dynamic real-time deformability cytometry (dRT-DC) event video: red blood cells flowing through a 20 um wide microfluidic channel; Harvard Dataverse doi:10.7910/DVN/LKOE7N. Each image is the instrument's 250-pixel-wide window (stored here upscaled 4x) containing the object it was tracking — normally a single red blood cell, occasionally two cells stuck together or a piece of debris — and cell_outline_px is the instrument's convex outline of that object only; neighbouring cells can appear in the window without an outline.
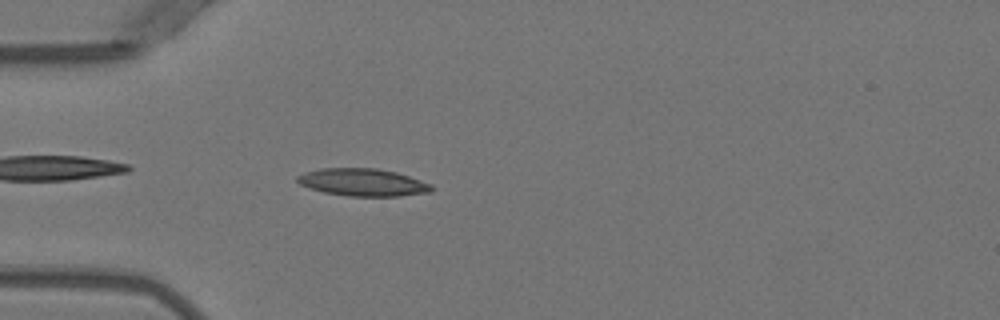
{"species": "Egyptian fruit bat (a non-hibernating species)", "species_latin": "Rousettus aegyptiacus", "temperature_condition": "warm", "stored_images_in_passage": 41, "camera_frame_rate_fps": 3000, "um_per_image_px": 0.085, "animal": {"sex": "female"}, "frame": {"image": 1, "passage_image": 5, "time_ms": 1.333, "image_size_px": [1000, 320], "cell_outline_px": [[432, 192], [400, 196], [348, 196], [324, 192], [308, 188], [300, 184], [296, 180], [296, 176], [304, 172], [320, 168], [376, 168], [396, 172], [432, 184]], "centroid_in_image_um": [30.82, 15.5], "position_along_channel_um": 54.2, "area_um2": 21.56}}
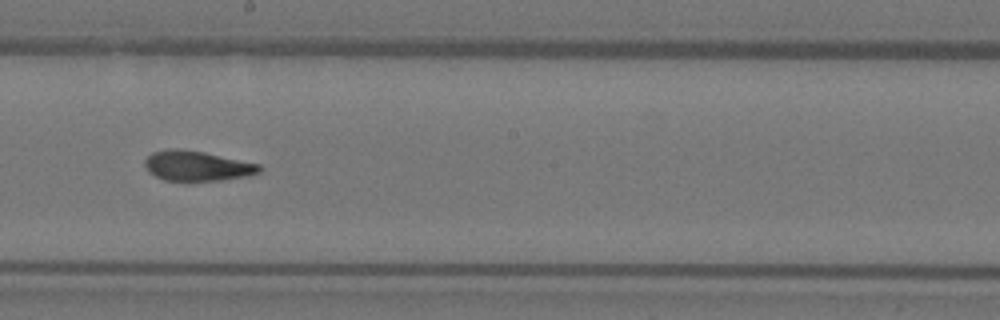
{"frame": {"image": 2, "passage_image": 19, "time_ms": 6.0, "image_size_px": [1000, 320], "cell_outline_px": [[264, 168], [260, 172], [248, 176], [220, 180], [164, 180], [148, 172], [144, 164], [144, 160], [152, 152], [168, 148], [180, 148], [204, 152], [260, 164]], "centroid_in_image_um": [16.75, 14.08], "position_along_channel_um": 231.5, "area_um2": 20.11}}
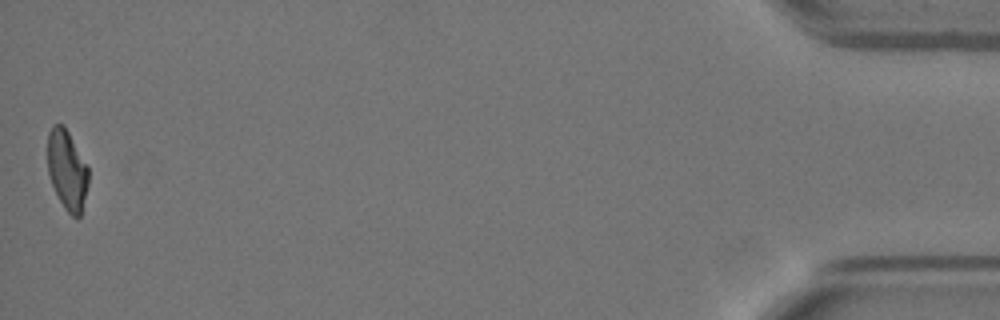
{"frame": {"image": 3, "passage_image": 41, "time_ms": 13.333, "image_size_px": [1000, 320], "cell_outline_px": [[88, 184], [80, 216], [76, 220], [64, 208], [52, 184], [48, 172], [48, 132], [52, 124], [64, 124], [88, 168]], "centroid_in_image_um": [5.69, 14.44], "position_along_channel_um": 429.5, "area_um2": 18.79}, "authors_computed_cell_mechanics": {"area_um2": 20.23, "velocity_mm_per_s": 3.9647, "shape_relaxation_time_tau1_ms": 10.5432, "shape_relaxation_time_tau2_ms": 1.8788, "deformation_change_tau1": 0.3183, "deformation_change_tau2": 0.091}}